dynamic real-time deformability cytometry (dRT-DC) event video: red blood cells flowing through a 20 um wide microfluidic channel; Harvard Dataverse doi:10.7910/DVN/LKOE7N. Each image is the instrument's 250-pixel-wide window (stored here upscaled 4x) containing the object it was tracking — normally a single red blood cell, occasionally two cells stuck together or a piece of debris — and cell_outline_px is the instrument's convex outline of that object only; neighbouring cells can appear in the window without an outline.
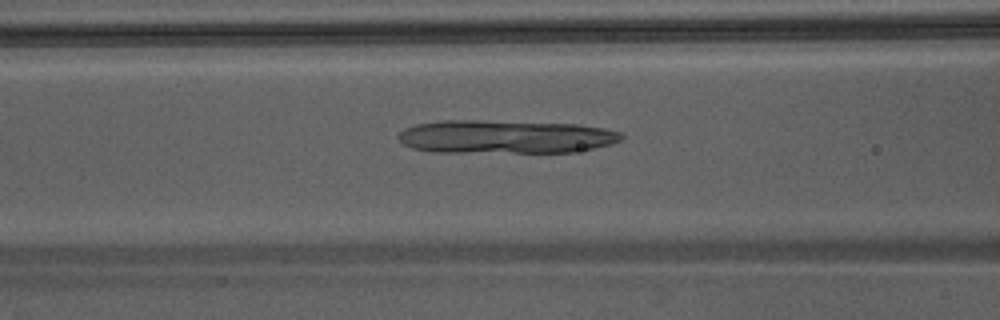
{"species": "Egyptian fruit bat (a non-hibernating species)", "species_latin": "Rousettus aegyptiacus", "temperature_condition": "warm", "stored_images_in_passage": 49, "camera_frame_rate_fps": 3000, "um_per_image_px": 0.085, "animal": {"sex": "male"}, "frame": {"image": 1, "passage_image": 22, "time_ms": 7.0, "image_size_px": [1000, 320], "cell_outline_px": [[624, 136], [620, 140], [612, 144], [572, 152], [436, 152], [412, 148], [404, 144], [396, 136], [404, 128], [416, 124], [440, 120], [480, 120], [576, 124], [604, 128], [620, 132]], "centroid_in_image_um": [42.93, 11.62], "position_along_channel_um": 123.7, "area_um2": 43.47}}
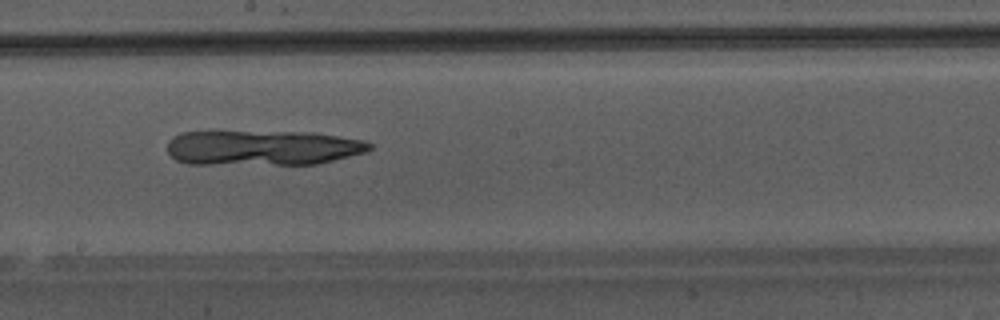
{"frame": {"image": 2, "passage_image": 29, "time_ms": 9.333, "image_size_px": [1000, 320], "cell_outline_px": [[372, 148], [364, 152], [316, 164], [188, 164], [176, 160], [168, 152], [168, 140], [172, 136], [180, 132], [212, 128], [312, 132], [364, 140], [372, 144]], "centroid_in_image_um": [22.18, 12.5], "position_along_channel_um": 226.0, "area_um2": 43.18}}
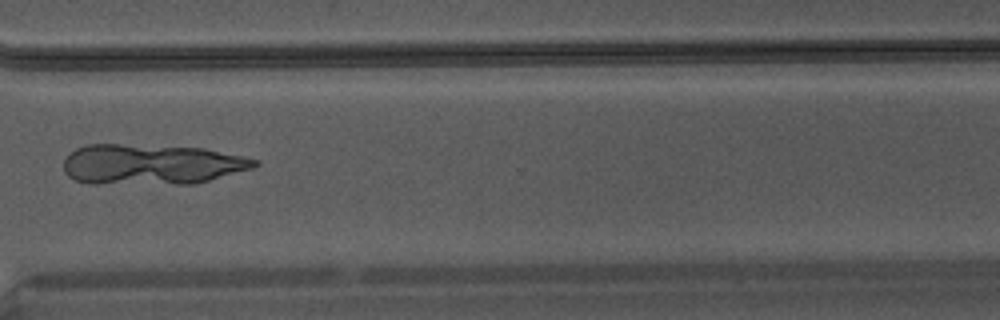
{"frame": {"image": 3, "passage_image": 38, "time_ms": 12.333, "image_size_px": [1000, 320], "cell_outline_px": [[260, 164], [252, 168], [208, 180], [192, 184], [92, 184], [76, 180], [68, 176], [64, 172], [64, 160], [76, 148], [88, 144], [120, 144], [204, 148], [244, 156], [260, 160]], "centroid_in_image_um": [12.87, 13.98], "position_along_channel_um": 357.7, "area_um2": 45.14}}